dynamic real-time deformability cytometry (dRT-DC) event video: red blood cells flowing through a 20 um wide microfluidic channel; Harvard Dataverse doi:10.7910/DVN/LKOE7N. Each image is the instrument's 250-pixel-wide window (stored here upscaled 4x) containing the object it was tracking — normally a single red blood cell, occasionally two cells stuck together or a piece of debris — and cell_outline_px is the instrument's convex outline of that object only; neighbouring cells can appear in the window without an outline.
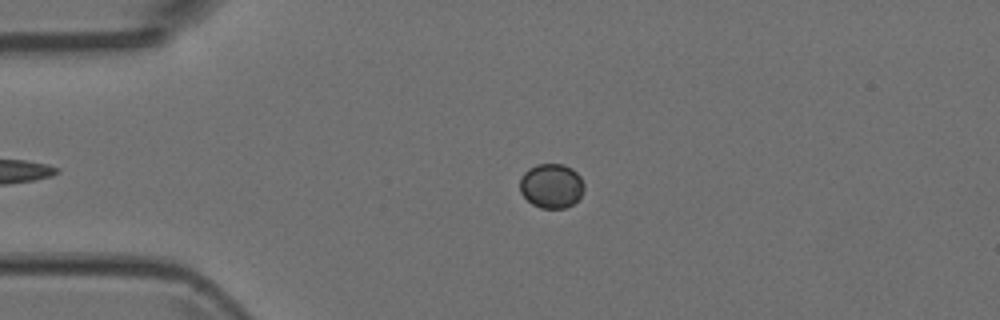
{"species": "Egyptian fruit bat (a non-hibernating species)", "species_latin": "Rousettus aegyptiacus", "temperature_condition": "room temperature", "stored_images_in_passage": 2, "camera_frame_rate_fps": 3000, "um_per_image_px": 0.085, "animal": {"sex": "female"}, "frame": {"image": 1, "passage_image": 2, "time_ms": 0.333, "image_size_px": [1000, 320], "cell_outline_px": [[584, 188], [580, 196], [572, 204], [564, 208], [540, 208], [532, 204], [520, 192], [520, 176], [528, 168], [536, 164], [564, 164], [572, 168], [580, 176], [584, 184]], "centroid_in_image_um": [46.85, 15.78], "position_along_channel_um": 38.1, "area_um2": 16.7}}